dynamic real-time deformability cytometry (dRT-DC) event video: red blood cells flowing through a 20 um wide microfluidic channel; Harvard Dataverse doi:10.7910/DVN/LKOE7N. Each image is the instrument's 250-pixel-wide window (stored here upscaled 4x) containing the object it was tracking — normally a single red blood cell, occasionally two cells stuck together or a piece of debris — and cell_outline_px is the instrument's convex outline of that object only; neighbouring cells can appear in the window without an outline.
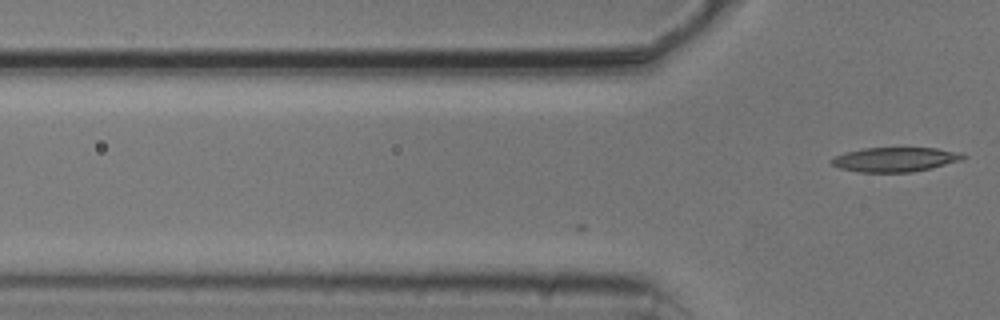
{"species": "common noctule bat (a hibernating species)", "species_latin": "Nyctalus noctula", "temperature_condition": "cold", "stored_images_in_passage": 2, "camera_frame_rate_fps": 3000, "um_per_image_px": 0.085, "animal": {"sex": "male", "body_mass_g": 20.5, "forearm_length_mm": 52.5}, "frame": {"image": 1, "passage_image": 2, "time_ms": 0.333, "image_size_px": [1000, 320], "cell_outline_px": [[968, 156], [960, 160], [932, 168], [912, 172], [860, 172], [840, 168], [832, 164], [828, 160], [836, 156], [848, 152], [864, 148], [936, 148], [960, 152]], "centroid_in_image_um": [76.1, 13.56], "position_along_channel_um": 49.7, "area_um2": 18.61}}